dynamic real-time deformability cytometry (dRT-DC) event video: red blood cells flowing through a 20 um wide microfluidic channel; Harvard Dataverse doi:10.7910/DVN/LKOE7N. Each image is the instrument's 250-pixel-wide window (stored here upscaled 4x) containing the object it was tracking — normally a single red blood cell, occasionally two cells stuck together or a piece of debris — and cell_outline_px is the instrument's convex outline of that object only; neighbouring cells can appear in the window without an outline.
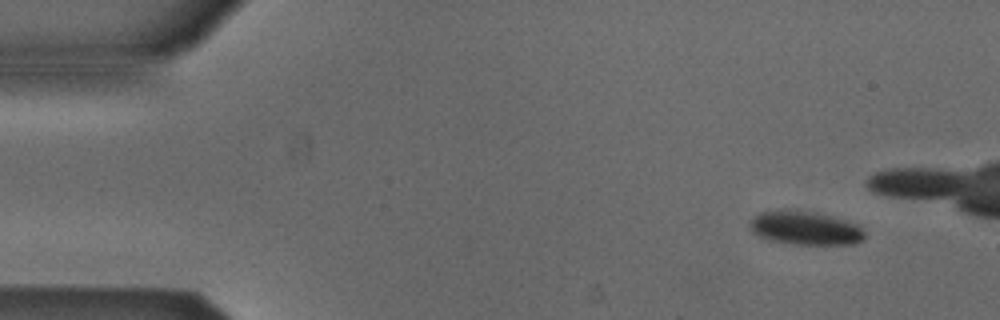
{"species": "Egyptian fruit bat (a non-hibernating species)", "species_latin": "Rousettus aegyptiacus", "temperature_condition": "cold", "stored_images_in_passage": 39, "camera_frame_rate_fps": 3000, "um_per_image_px": 0.085, "animal": {"sex": "male"}, "frame": {"image": 1, "passage_image": 1, "time_ms": 0.0, "image_size_px": [1000, 320], "cell_outline_px": [[864, 236], [860, 240], [852, 244], [796, 244], [768, 240], [752, 232], [752, 220], [760, 212], [816, 212], [832, 216], [856, 224], [864, 232]], "centroid_in_image_um": [68.48, 19.42], "position_along_channel_um": 16.5, "area_um2": 21.5}}
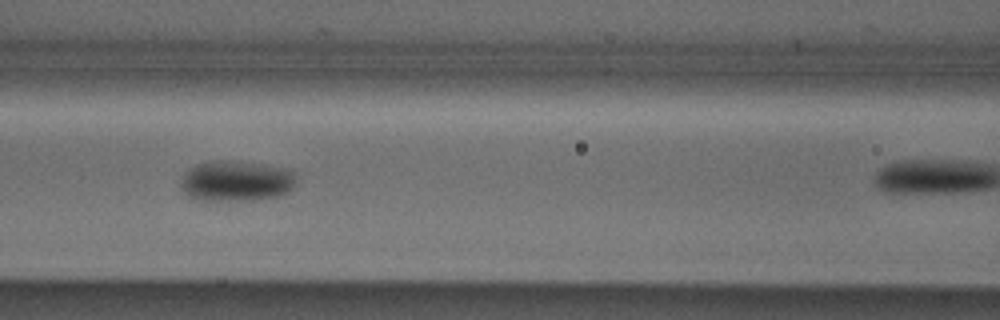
{"frame": {"image": 2, "passage_image": 19, "time_ms": 6.0, "image_size_px": [1000, 320], "cell_outline_px": [[296, 180], [292, 188], [288, 192], [276, 196], [256, 200], [204, 200], [188, 196], [184, 192], [180, 184], [184, 176], [196, 164], [212, 160], [228, 160], [256, 164], [280, 168], [296, 172]], "centroid_in_image_um": [20.09, 15.39], "position_along_channel_um": 146.5, "area_um2": 26.93}}
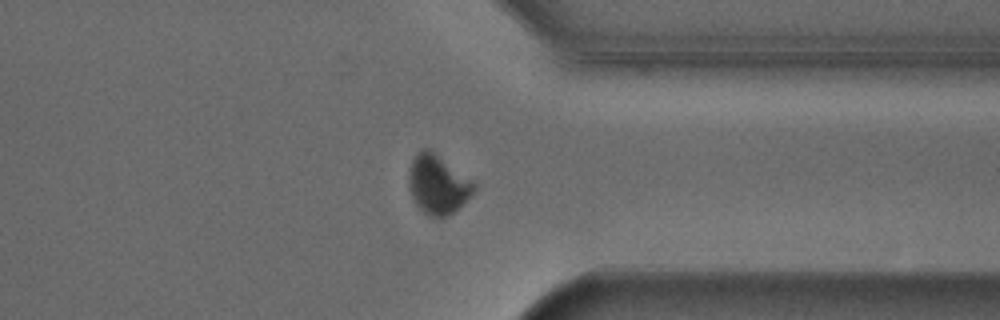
{"frame": {"image": 3, "passage_image": 37, "time_ms": 12.0, "image_size_px": [1000, 320], "cell_outline_px": [[476, 188], [448, 216], [428, 216], [416, 204], [412, 196], [408, 184], [408, 172], [412, 160], [424, 148], [432, 148], [476, 184]], "centroid_in_image_um": [37.18, 15.63], "position_along_channel_um": 374.2, "area_um2": 22.08}}